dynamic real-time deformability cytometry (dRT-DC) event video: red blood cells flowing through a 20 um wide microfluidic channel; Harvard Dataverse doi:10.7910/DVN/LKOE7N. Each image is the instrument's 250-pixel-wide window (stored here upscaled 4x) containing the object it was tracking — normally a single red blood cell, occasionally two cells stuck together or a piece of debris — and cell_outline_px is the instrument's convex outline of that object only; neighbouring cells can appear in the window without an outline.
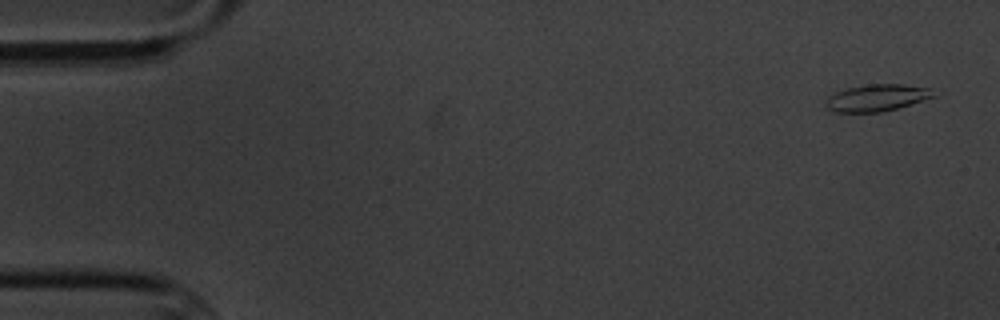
{"species": "common noctule bat (a hibernating species)", "species_latin": "Nyctalus noctula", "temperature_condition": "cold", "stored_images_in_passage": 4, "camera_frame_rate_fps": 3000, "um_per_image_px": 0.085, "animal": {"sex": "male", "body_mass_g": 20.1, "forearm_length_mm": 53.5}, "frame": {"image": 1, "passage_image": 1, "time_ms": 0.0, "image_size_px": [1000, 320], "cell_outline_px": [[936, 96], [896, 108], [880, 112], [832, 112], [828, 108], [828, 96], [836, 92], [848, 88], [868, 84], [904, 84], [928, 88]], "centroid_in_image_um": [74.52, 8.31], "position_along_channel_um": 10.5, "area_um2": 16.47}}